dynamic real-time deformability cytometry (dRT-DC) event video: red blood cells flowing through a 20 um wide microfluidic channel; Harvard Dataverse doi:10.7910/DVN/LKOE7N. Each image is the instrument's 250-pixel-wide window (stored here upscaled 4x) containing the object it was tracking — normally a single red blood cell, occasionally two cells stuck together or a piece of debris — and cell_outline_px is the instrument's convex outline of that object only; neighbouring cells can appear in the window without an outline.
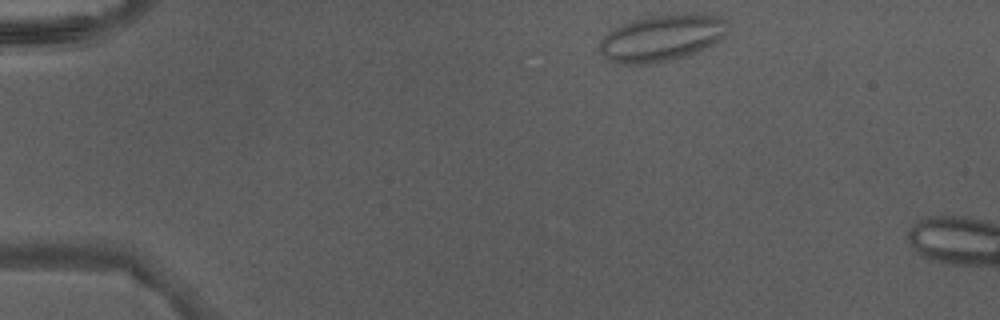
{"species": "Egyptian fruit bat (a non-hibernating species)", "species_latin": "Rousettus aegyptiacus", "temperature_condition": "warm", "stored_images_in_passage": 7, "camera_frame_rate_fps": 3000, "um_per_image_px": 0.085, "animal": {"sex": "male"}, "frame": {"image": 1, "passage_image": 1, "time_ms": 0.0, "image_size_px": [1000, 320], "cell_outline_px": [[732, 24], [720, 40], [696, 52], [684, 56], [668, 60], [644, 64], [620, 64], [608, 60], [600, 52], [600, 40], [608, 32], [620, 24], [640, 16], [684, 12], [692, 12], [720, 16], [728, 20]], "centroid_in_image_um": [56.28, 3.17], "position_along_channel_um": 28.7, "area_um2": 35.55}}